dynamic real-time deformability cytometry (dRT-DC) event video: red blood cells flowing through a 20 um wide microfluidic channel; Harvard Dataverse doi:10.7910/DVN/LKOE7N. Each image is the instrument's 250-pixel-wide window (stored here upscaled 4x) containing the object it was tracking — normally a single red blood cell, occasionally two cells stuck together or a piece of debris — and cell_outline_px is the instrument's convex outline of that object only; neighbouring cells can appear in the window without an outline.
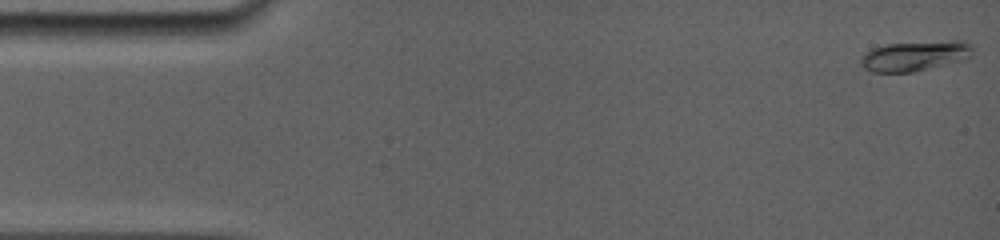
{"species": "common noctule bat (a hibernating species)", "species_latin": "Nyctalus noctula", "temperature_condition": "room temperature", "stored_images_in_passage": 32, "camera_frame_rate_fps": 5000, "um_per_image_px": 0.085, "animal": {"sex": "female", "body_mass_g": 19.0, "forearm_length_mm": 56.7}, "frame": {"image": 1, "passage_image": 1, "time_ms": 0.0, "image_size_px": [1000, 240], "cell_outline_px": [[972, 52], [968, 56], [960, 60], [912, 72], [872, 72], [864, 68], [860, 64], [860, 56], [864, 52], [872, 48], [888, 44], [952, 40], [964, 40], [972, 44]], "centroid_in_image_um": [77.71, 4.74], "position_along_channel_um": 7.3, "area_um2": 19.48}}
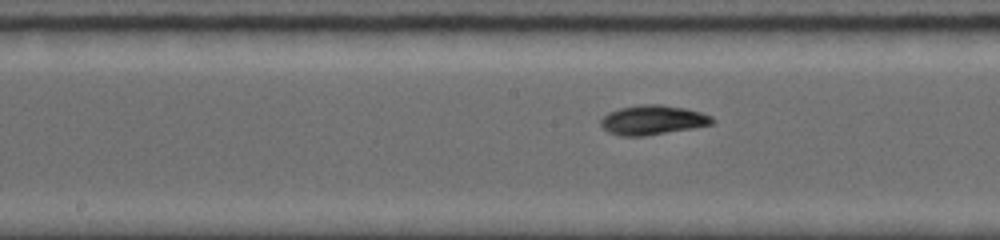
{"frame": {"image": 2, "passage_image": 14, "time_ms": 8.0, "image_size_px": [1000, 240], "cell_outline_px": [[716, 120], [712, 124], [692, 128], [644, 136], [620, 136], [608, 132], [600, 124], [600, 120], [608, 112], [620, 108], [640, 104], [660, 104], [684, 108], [700, 112], [712, 116]], "centroid_in_image_um": [55.47, 10.2], "position_along_channel_um": 192.7, "area_um2": 19.13}}
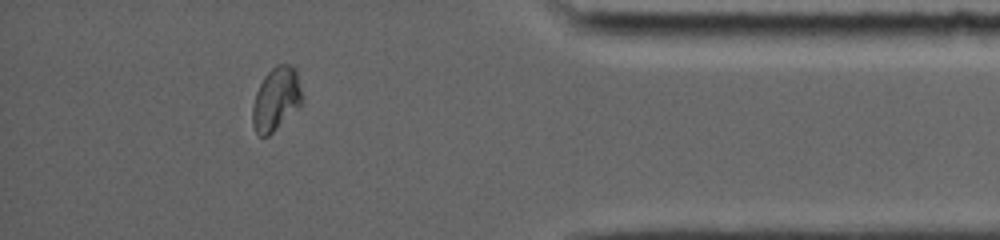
{"frame": {"image": 3, "passage_image": 28, "time_ms": 14.2, "image_size_px": [1000, 240], "cell_outline_px": [[304, 100], [268, 136], [260, 136], [256, 132], [252, 124], [252, 104], [256, 92], [264, 76], [276, 64], [288, 64], [296, 68]], "centroid_in_image_um": [23.46, 8.38], "position_along_channel_um": 411.7, "area_um2": 18.15}, "authors_computed_cell_mechanics": {"area_um2": 18.0914, "velocity_mm_per_s": 3.8556, "shape_relaxation_time_tau1_ms": 2.9824, "shape_relaxation_time_tau2_ms": 1.0858, "deformation_change_tau1": 0.1399, "deformation_change_tau2": 0.0168}}